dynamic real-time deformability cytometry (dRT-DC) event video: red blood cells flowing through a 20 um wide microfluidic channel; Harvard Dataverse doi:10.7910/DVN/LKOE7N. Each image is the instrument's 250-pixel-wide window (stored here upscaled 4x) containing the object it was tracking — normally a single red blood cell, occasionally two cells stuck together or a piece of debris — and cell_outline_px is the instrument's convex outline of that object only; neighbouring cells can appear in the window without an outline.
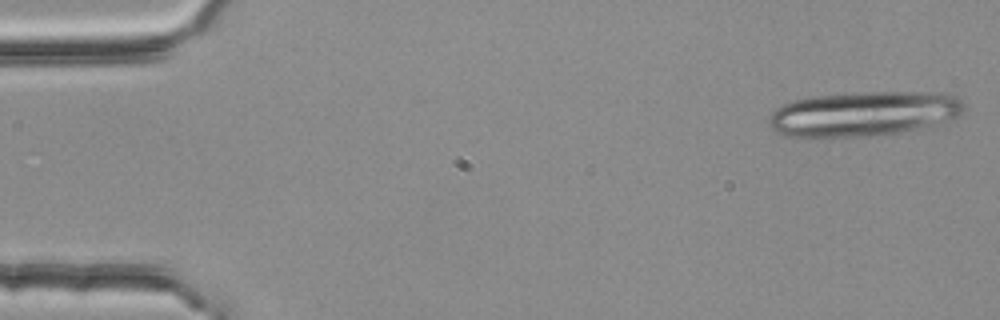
{"species": "common noctule bat (a hibernating species)", "species_latin": "Nyctalus noctula", "temperature_condition": "room temperature", "stored_images_in_passage": 9, "camera_frame_rate_fps": 3000, "um_per_image_px": 0.085, "animal": {"sex": "female", "body_mass_g": 25.1}, "frame": {"image": 1, "passage_image": 1, "time_ms": 0.0, "image_size_px": [1000, 320], "cell_outline_px": [[964, 108], [960, 116], [936, 128], [872, 136], [784, 136], [776, 132], [768, 124], [768, 120], [772, 112], [780, 104], [792, 100], [812, 96], [856, 92], [952, 92], [964, 104]], "centroid_in_image_um": [73.52, 9.67], "position_along_channel_um": 11.5, "area_um2": 52.25}}